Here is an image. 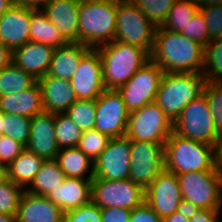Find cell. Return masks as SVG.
Here are the masks:
<instances>
[{"instance_id": "cell-37", "label": "cell", "mask_w": 222, "mask_h": 222, "mask_svg": "<svg viewBox=\"0 0 222 222\" xmlns=\"http://www.w3.org/2000/svg\"><path fill=\"white\" fill-rule=\"evenodd\" d=\"M155 27H161L176 0H132Z\"/></svg>"}, {"instance_id": "cell-12", "label": "cell", "mask_w": 222, "mask_h": 222, "mask_svg": "<svg viewBox=\"0 0 222 222\" xmlns=\"http://www.w3.org/2000/svg\"><path fill=\"white\" fill-rule=\"evenodd\" d=\"M145 200V190L125 180L92 179L91 201L100 208L120 207L133 210Z\"/></svg>"}, {"instance_id": "cell-24", "label": "cell", "mask_w": 222, "mask_h": 222, "mask_svg": "<svg viewBox=\"0 0 222 222\" xmlns=\"http://www.w3.org/2000/svg\"><path fill=\"white\" fill-rule=\"evenodd\" d=\"M0 111L29 118L44 112L38 82L22 92L0 96Z\"/></svg>"}, {"instance_id": "cell-30", "label": "cell", "mask_w": 222, "mask_h": 222, "mask_svg": "<svg viewBox=\"0 0 222 222\" xmlns=\"http://www.w3.org/2000/svg\"><path fill=\"white\" fill-rule=\"evenodd\" d=\"M37 81L30 73L18 68L13 62L0 70V96L22 92Z\"/></svg>"}, {"instance_id": "cell-50", "label": "cell", "mask_w": 222, "mask_h": 222, "mask_svg": "<svg viewBox=\"0 0 222 222\" xmlns=\"http://www.w3.org/2000/svg\"><path fill=\"white\" fill-rule=\"evenodd\" d=\"M162 220L163 222H189V218L185 217L183 214H181L178 211H175L171 215L166 216Z\"/></svg>"}, {"instance_id": "cell-13", "label": "cell", "mask_w": 222, "mask_h": 222, "mask_svg": "<svg viewBox=\"0 0 222 222\" xmlns=\"http://www.w3.org/2000/svg\"><path fill=\"white\" fill-rule=\"evenodd\" d=\"M95 103L94 129L109 138L125 136L129 112L118 90H105L95 100Z\"/></svg>"}, {"instance_id": "cell-33", "label": "cell", "mask_w": 222, "mask_h": 222, "mask_svg": "<svg viewBox=\"0 0 222 222\" xmlns=\"http://www.w3.org/2000/svg\"><path fill=\"white\" fill-rule=\"evenodd\" d=\"M82 130L65 113L55 114L56 143L59 149L77 147Z\"/></svg>"}, {"instance_id": "cell-3", "label": "cell", "mask_w": 222, "mask_h": 222, "mask_svg": "<svg viewBox=\"0 0 222 222\" xmlns=\"http://www.w3.org/2000/svg\"><path fill=\"white\" fill-rule=\"evenodd\" d=\"M118 0H81L79 43L89 48L114 41Z\"/></svg>"}, {"instance_id": "cell-5", "label": "cell", "mask_w": 222, "mask_h": 222, "mask_svg": "<svg viewBox=\"0 0 222 222\" xmlns=\"http://www.w3.org/2000/svg\"><path fill=\"white\" fill-rule=\"evenodd\" d=\"M205 83L203 73L164 72L155 102L174 123L182 110L203 93Z\"/></svg>"}, {"instance_id": "cell-14", "label": "cell", "mask_w": 222, "mask_h": 222, "mask_svg": "<svg viewBox=\"0 0 222 222\" xmlns=\"http://www.w3.org/2000/svg\"><path fill=\"white\" fill-rule=\"evenodd\" d=\"M131 140L126 137L110 138L105 150L94 162V178L125 180L129 176Z\"/></svg>"}, {"instance_id": "cell-23", "label": "cell", "mask_w": 222, "mask_h": 222, "mask_svg": "<svg viewBox=\"0 0 222 222\" xmlns=\"http://www.w3.org/2000/svg\"><path fill=\"white\" fill-rule=\"evenodd\" d=\"M53 51L52 46L28 41L13 50L12 62L38 80L47 74Z\"/></svg>"}, {"instance_id": "cell-19", "label": "cell", "mask_w": 222, "mask_h": 222, "mask_svg": "<svg viewBox=\"0 0 222 222\" xmlns=\"http://www.w3.org/2000/svg\"><path fill=\"white\" fill-rule=\"evenodd\" d=\"M80 2L81 0H48L41 7L68 42H79Z\"/></svg>"}, {"instance_id": "cell-39", "label": "cell", "mask_w": 222, "mask_h": 222, "mask_svg": "<svg viewBox=\"0 0 222 222\" xmlns=\"http://www.w3.org/2000/svg\"><path fill=\"white\" fill-rule=\"evenodd\" d=\"M205 94L217 131L222 134V83L206 82Z\"/></svg>"}, {"instance_id": "cell-29", "label": "cell", "mask_w": 222, "mask_h": 222, "mask_svg": "<svg viewBox=\"0 0 222 222\" xmlns=\"http://www.w3.org/2000/svg\"><path fill=\"white\" fill-rule=\"evenodd\" d=\"M65 178V174L55 160H45L25 190L30 194L46 196L50 190L63 183Z\"/></svg>"}, {"instance_id": "cell-43", "label": "cell", "mask_w": 222, "mask_h": 222, "mask_svg": "<svg viewBox=\"0 0 222 222\" xmlns=\"http://www.w3.org/2000/svg\"><path fill=\"white\" fill-rule=\"evenodd\" d=\"M25 149V147L14 141L7 135L0 136V163L8 165L16 159V157Z\"/></svg>"}, {"instance_id": "cell-21", "label": "cell", "mask_w": 222, "mask_h": 222, "mask_svg": "<svg viewBox=\"0 0 222 222\" xmlns=\"http://www.w3.org/2000/svg\"><path fill=\"white\" fill-rule=\"evenodd\" d=\"M63 211L48 197L23 192L16 222H62Z\"/></svg>"}, {"instance_id": "cell-20", "label": "cell", "mask_w": 222, "mask_h": 222, "mask_svg": "<svg viewBox=\"0 0 222 222\" xmlns=\"http://www.w3.org/2000/svg\"><path fill=\"white\" fill-rule=\"evenodd\" d=\"M37 82L40 86L45 112L65 113L77 100L68 80L46 74L39 78Z\"/></svg>"}, {"instance_id": "cell-41", "label": "cell", "mask_w": 222, "mask_h": 222, "mask_svg": "<svg viewBox=\"0 0 222 222\" xmlns=\"http://www.w3.org/2000/svg\"><path fill=\"white\" fill-rule=\"evenodd\" d=\"M180 33L204 47L210 41L207 23L200 11L194 15L193 19L187 25L186 30H182Z\"/></svg>"}, {"instance_id": "cell-36", "label": "cell", "mask_w": 222, "mask_h": 222, "mask_svg": "<svg viewBox=\"0 0 222 222\" xmlns=\"http://www.w3.org/2000/svg\"><path fill=\"white\" fill-rule=\"evenodd\" d=\"M110 138L98 131L97 129H91L89 131L82 132L81 139L77 147L87 155L93 162L100 156L105 150Z\"/></svg>"}, {"instance_id": "cell-51", "label": "cell", "mask_w": 222, "mask_h": 222, "mask_svg": "<svg viewBox=\"0 0 222 222\" xmlns=\"http://www.w3.org/2000/svg\"><path fill=\"white\" fill-rule=\"evenodd\" d=\"M216 165L222 172V134L220 135L216 146Z\"/></svg>"}, {"instance_id": "cell-10", "label": "cell", "mask_w": 222, "mask_h": 222, "mask_svg": "<svg viewBox=\"0 0 222 222\" xmlns=\"http://www.w3.org/2000/svg\"><path fill=\"white\" fill-rule=\"evenodd\" d=\"M164 144L131 140L128 178L143 190L165 169Z\"/></svg>"}, {"instance_id": "cell-22", "label": "cell", "mask_w": 222, "mask_h": 222, "mask_svg": "<svg viewBox=\"0 0 222 222\" xmlns=\"http://www.w3.org/2000/svg\"><path fill=\"white\" fill-rule=\"evenodd\" d=\"M92 179L68 178L46 195L63 212L91 202Z\"/></svg>"}, {"instance_id": "cell-2", "label": "cell", "mask_w": 222, "mask_h": 222, "mask_svg": "<svg viewBox=\"0 0 222 222\" xmlns=\"http://www.w3.org/2000/svg\"><path fill=\"white\" fill-rule=\"evenodd\" d=\"M97 49L102 60L106 90H118L150 60V55L145 50L118 40Z\"/></svg>"}, {"instance_id": "cell-47", "label": "cell", "mask_w": 222, "mask_h": 222, "mask_svg": "<svg viewBox=\"0 0 222 222\" xmlns=\"http://www.w3.org/2000/svg\"><path fill=\"white\" fill-rule=\"evenodd\" d=\"M200 208L192 202L182 199L179 203L177 211L187 218L193 217Z\"/></svg>"}, {"instance_id": "cell-46", "label": "cell", "mask_w": 222, "mask_h": 222, "mask_svg": "<svg viewBox=\"0 0 222 222\" xmlns=\"http://www.w3.org/2000/svg\"><path fill=\"white\" fill-rule=\"evenodd\" d=\"M222 209H199L189 222H222Z\"/></svg>"}, {"instance_id": "cell-17", "label": "cell", "mask_w": 222, "mask_h": 222, "mask_svg": "<svg viewBox=\"0 0 222 222\" xmlns=\"http://www.w3.org/2000/svg\"><path fill=\"white\" fill-rule=\"evenodd\" d=\"M32 7L12 6L0 17V43L15 50L30 41Z\"/></svg>"}, {"instance_id": "cell-4", "label": "cell", "mask_w": 222, "mask_h": 222, "mask_svg": "<svg viewBox=\"0 0 222 222\" xmlns=\"http://www.w3.org/2000/svg\"><path fill=\"white\" fill-rule=\"evenodd\" d=\"M164 152L165 170L176 175L219 170L215 146L181 137L174 132L165 141Z\"/></svg>"}, {"instance_id": "cell-7", "label": "cell", "mask_w": 222, "mask_h": 222, "mask_svg": "<svg viewBox=\"0 0 222 222\" xmlns=\"http://www.w3.org/2000/svg\"><path fill=\"white\" fill-rule=\"evenodd\" d=\"M173 132L181 137L217 146V131L204 93L191 101L173 123Z\"/></svg>"}, {"instance_id": "cell-55", "label": "cell", "mask_w": 222, "mask_h": 222, "mask_svg": "<svg viewBox=\"0 0 222 222\" xmlns=\"http://www.w3.org/2000/svg\"><path fill=\"white\" fill-rule=\"evenodd\" d=\"M0 222H16L15 216L0 213Z\"/></svg>"}, {"instance_id": "cell-32", "label": "cell", "mask_w": 222, "mask_h": 222, "mask_svg": "<svg viewBox=\"0 0 222 222\" xmlns=\"http://www.w3.org/2000/svg\"><path fill=\"white\" fill-rule=\"evenodd\" d=\"M203 76L206 82L222 83V38L213 39L207 43Z\"/></svg>"}, {"instance_id": "cell-18", "label": "cell", "mask_w": 222, "mask_h": 222, "mask_svg": "<svg viewBox=\"0 0 222 222\" xmlns=\"http://www.w3.org/2000/svg\"><path fill=\"white\" fill-rule=\"evenodd\" d=\"M25 148L45 160H55L59 148L54 113L44 111L31 118L30 137Z\"/></svg>"}, {"instance_id": "cell-45", "label": "cell", "mask_w": 222, "mask_h": 222, "mask_svg": "<svg viewBox=\"0 0 222 222\" xmlns=\"http://www.w3.org/2000/svg\"><path fill=\"white\" fill-rule=\"evenodd\" d=\"M131 211L120 207L101 208L102 222H130Z\"/></svg>"}, {"instance_id": "cell-8", "label": "cell", "mask_w": 222, "mask_h": 222, "mask_svg": "<svg viewBox=\"0 0 222 222\" xmlns=\"http://www.w3.org/2000/svg\"><path fill=\"white\" fill-rule=\"evenodd\" d=\"M182 199L201 209H222V172L195 171L177 175Z\"/></svg>"}, {"instance_id": "cell-56", "label": "cell", "mask_w": 222, "mask_h": 222, "mask_svg": "<svg viewBox=\"0 0 222 222\" xmlns=\"http://www.w3.org/2000/svg\"><path fill=\"white\" fill-rule=\"evenodd\" d=\"M3 135V112L0 111V136Z\"/></svg>"}, {"instance_id": "cell-40", "label": "cell", "mask_w": 222, "mask_h": 222, "mask_svg": "<svg viewBox=\"0 0 222 222\" xmlns=\"http://www.w3.org/2000/svg\"><path fill=\"white\" fill-rule=\"evenodd\" d=\"M62 222H102L101 208L92 201L63 213Z\"/></svg>"}, {"instance_id": "cell-15", "label": "cell", "mask_w": 222, "mask_h": 222, "mask_svg": "<svg viewBox=\"0 0 222 222\" xmlns=\"http://www.w3.org/2000/svg\"><path fill=\"white\" fill-rule=\"evenodd\" d=\"M69 82L79 100H96L106 90L98 49L91 48L81 58L78 69Z\"/></svg>"}, {"instance_id": "cell-16", "label": "cell", "mask_w": 222, "mask_h": 222, "mask_svg": "<svg viewBox=\"0 0 222 222\" xmlns=\"http://www.w3.org/2000/svg\"><path fill=\"white\" fill-rule=\"evenodd\" d=\"M181 200L182 195L177 175L165 169L145 190V201L162 219L177 211Z\"/></svg>"}, {"instance_id": "cell-26", "label": "cell", "mask_w": 222, "mask_h": 222, "mask_svg": "<svg viewBox=\"0 0 222 222\" xmlns=\"http://www.w3.org/2000/svg\"><path fill=\"white\" fill-rule=\"evenodd\" d=\"M55 161L65 174V177L94 178V162L78 147L59 149Z\"/></svg>"}, {"instance_id": "cell-11", "label": "cell", "mask_w": 222, "mask_h": 222, "mask_svg": "<svg viewBox=\"0 0 222 222\" xmlns=\"http://www.w3.org/2000/svg\"><path fill=\"white\" fill-rule=\"evenodd\" d=\"M163 74L164 71L149 60L118 89L129 113L155 102Z\"/></svg>"}, {"instance_id": "cell-35", "label": "cell", "mask_w": 222, "mask_h": 222, "mask_svg": "<svg viewBox=\"0 0 222 222\" xmlns=\"http://www.w3.org/2000/svg\"><path fill=\"white\" fill-rule=\"evenodd\" d=\"M31 118L3 112V134L26 147L30 137Z\"/></svg>"}, {"instance_id": "cell-25", "label": "cell", "mask_w": 222, "mask_h": 222, "mask_svg": "<svg viewBox=\"0 0 222 222\" xmlns=\"http://www.w3.org/2000/svg\"><path fill=\"white\" fill-rule=\"evenodd\" d=\"M90 49L79 42H69L64 46L54 48L47 74L70 81L78 69L81 58Z\"/></svg>"}, {"instance_id": "cell-31", "label": "cell", "mask_w": 222, "mask_h": 222, "mask_svg": "<svg viewBox=\"0 0 222 222\" xmlns=\"http://www.w3.org/2000/svg\"><path fill=\"white\" fill-rule=\"evenodd\" d=\"M199 11L193 0H176L161 28L173 32L186 30L187 25Z\"/></svg>"}, {"instance_id": "cell-44", "label": "cell", "mask_w": 222, "mask_h": 222, "mask_svg": "<svg viewBox=\"0 0 222 222\" xmlns=\"http://www.w3.org/2000/svg\"><path fill=\"white\" fill-rule=\"evenodd\" d=\"M130 222H163V220L144 200L131 211Z\"/></svg>"}, {"instance_id": "cell-9", "label": "cell", "mask_w": 222, "mask_h": 222, "mask_svg": "<svg viewBox=\"0 0 222 222\" xmlns=\"http://www.w3.org/2000/svg\"><path fill=\"white\" fill-rule=\"evenodd\" d=\"M173 132V123L156 102L146 104L128 115L125 136L143 142H165Z\"/></svg>"}, {"instance_id": "cell-28", "label": "cell", "mask_w": 222, "mask_h": 222, "mask_svg": "<svg viewBox=\"0 0 222 222\" xmlns=\"http://www.w3.org/2000/svg\"><path fill=\"white\" fill-rule=\"evenodd\" d=\"M30 41L43 43L53 48L61 47L69 43L50 22L41 8H32Z\"/></svg>"}, {"instance_id": "cell-6", "label": "cell", "mask_w": 222, "mask_h": 222, "mask_svg": "<svg viewBox=\"0 0 222 222\" xmlns=\"http://www.w3.org/2000/svg\"><path fill=\"white\" fill-rule=\"evenodd\" d=\"M156 27L132 0H118L114 40L151 54Z\"/></svg>"}, {"instance_id": "cell-38", "label": "cell", "mask_w": 222, "mask_h": 222, "mask_svg": "<svg viewBox=\"0 0 222 222\" xmlns=\"http://www.w3.org/2000/svg\"><path fill=\"white\" fill-rule=\"evenodd\" d=\"M25 189L13 183L11 180H7L0 184V213L17 215L19 202Z\"/></svg>"}, {"instance_id": "cell-1", "label": "cell", "mask_w": 222, "mask_h": 222, "mask_svg": "<svg viewBox=\"0 0 222 222\" xmlns=\"http://www.w3.org/2000/svg\"><path fill=\"white\" fill-rule=\"evenodd\" d=\"M205 47L180 32L155 31L150 60L164 72L203 73Z\"/></svg>"}, {"instance_id": "cell-53", "label": "cell", "mask_w": 222, "mask_h": 222, "mask_svg": "<svg viewBox=\"0 0 222 222\" xmlns=\"http://www.w3.org/2000/svg\"><path fill=\"white\" fill-rule=\"evenodd\" d=\"M12 6H14L13 0H0V17Z\"/></svg>"}, {"instance_id": "cell-42", "label": "cell", "mask_w": 222, "mask_h": 222, "mask_svg": "<svg viewBox=\"0 0 222 222\" xmlns=\"http://www.w3.org/2000/svg\"><path fill=\"white\" fill-rule=\"evenodd\" d=\"M208 26L210 40L222 38V4L199 8Z\"/></svg>"}, {"instance_id": "cell-34", "label": "cell", "mask_w": 222, "mask_h": 222, "mask_svg": "<svg viewBox=\"0 0 222 222\" xmlns=\"http://www.w3.org/2000/svg\"><path fill=\"white\" fill-rule=\"evenodd\" d=\"M84 132L94 129L96 116L95 100L77 99L65 112Z\"/></svg>"}, {"instance_id": "cell-48", "label": "cell", "mask_w": 222, "mask_h": 222, "mask_svg": "<svg viewBox=\"0 0 222 222\" xmlns=\"http://www.w3.org/2000/svg\"><path fill=\"white\" fill-rule=\"evenodd\" d=\"M13 61V51L0 43V70L9 66Z\"/></svg>"}, {"instance_id": "cell-49", "label": "cell", "mask_w": 222, "mask_h": 222, "mask_svg": "<svg viewBox=\"0 0 222 222\" xmlns=\"http://www.w3.org/2000/svg\"><path fill=\"white\" fill-rule=\"evenodd\" d=\"M48 0H13L14 5L41 8Z\"/></svg>"}, {"instance_id": "cell-27", "label": "cell", "mask_w": 222, "mask_h": 222, "mask_svg": "<svg viewBox=\"0 0 222 222\" xmlns=\"http://www.w3.org/2000/svg\"><path fill=\"white\" fill-rule=\"evenodd\" d=\"M45 159L24 149L8 167V179L26 189L33 181Z\"/></svg>"}, {"instance_id": "cell-54", "label": "cell", "mask_w": 222, "mask_h": 222, "mask_svg": "<svg viewBox=\"0 0 222 222\" xmlns=\"http://www.w3.org/2000/svg\"><path fill=\"white\" fill-rule=\"evenodd\" d=\"M8 180L7 166L0 163V184Z\"/></svg>"}, {"instance_id": "cell-52", "label": "cell", "mask_w": 222, "mask_h": 222, "mask_svg": "<svg viewBox=\"0 0 222 222\" xmlns=\"http://www.w3.org/2000/svg\"><path fill=\"white\" fill-rule=\"evenodd\" d=\"M193 2L198 6V8H202L204 6L222 4V0H193Z\"/></svg>"}]
</instances>
